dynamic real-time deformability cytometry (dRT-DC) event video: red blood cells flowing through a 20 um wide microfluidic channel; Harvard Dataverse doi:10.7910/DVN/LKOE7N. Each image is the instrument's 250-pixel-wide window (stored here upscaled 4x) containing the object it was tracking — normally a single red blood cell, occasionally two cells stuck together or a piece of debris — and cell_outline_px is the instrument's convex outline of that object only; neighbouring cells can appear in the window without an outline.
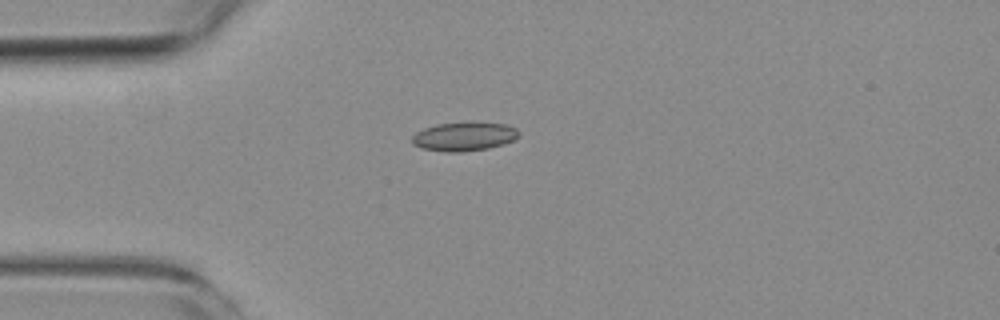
{"species": "common noctule bat (a hibernating species)", "species_latin": "Nyctalus noctula", "temperature_condition": "room temperature", "stored_images_in_passage": 3, "camera_frame_rate_fps": 3000, "um_per_image_px": 0.085, "animal": {"sex": "female", "body_mass_g": 19.3, "forearm_length_mm": 54.1}, "frame": {"image": 1, "passage_image": 1, "time_ms": 0.0, "image_size_px": [1000, 320], "cell_outline_px": [[520, 136], [504, 144], [488, 148], [460, 152], [444, 152], [420, 148], [412, 144], [412, 136], [416, 132], [424, 128], [436, 124], [468, 120], [504, 124], [516, 128], [520, 132]], "centroid_in_image_um": [39.44, 11.57], "position_along_channel_um": 45.6, "area_um2": 18.5}}
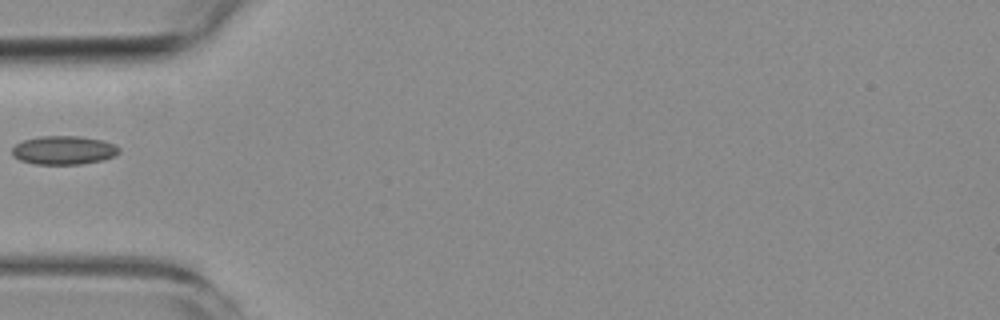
{"frame": {"image": 2, "passage_image": 2, "time_ms": 1.333, "image_size_px": [1000, 320], "cell_outline_px": [[120, 152], [104, 160], [80, 164], [36, 164], [20, 160], [12, 156], [12, 148], [16, 144], [24, 140], [40, 136], [80, 136], [104, 140], [116, 144], [120, 148]], "centroid_in_image_um": [5.44, 12.76], "position_along_channel_um": 79.6, "area_um2": 17.98}}
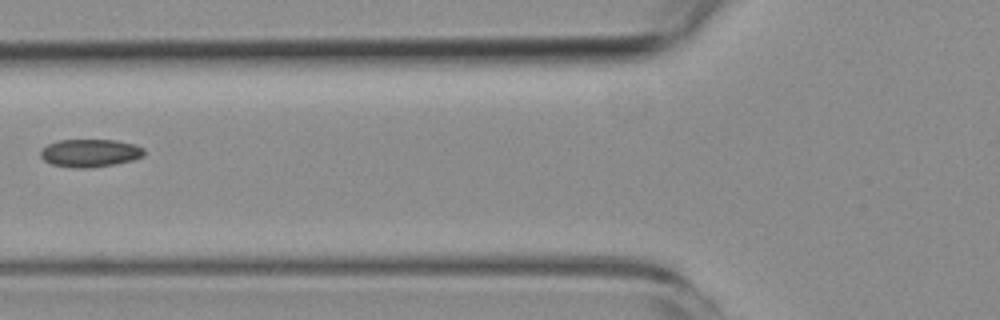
{"frame": {"image": 3, "passage_image": 3, "time_ms": 2.333, "image_size_px": [1000, 320], "cell_outline_px": [[144, 156], [132, 160], [112, 164], [88, 168], [76, 168], [52, 164], [44, 160], [40, 156], [40, 152], [48, 144], [60, 140], [116, 140], [136, 144], [144, 148]], "centroid_in_image_um": [7.67, 13.0], "position_along_channel_um": 118.1, "area_um2": 16.7}}